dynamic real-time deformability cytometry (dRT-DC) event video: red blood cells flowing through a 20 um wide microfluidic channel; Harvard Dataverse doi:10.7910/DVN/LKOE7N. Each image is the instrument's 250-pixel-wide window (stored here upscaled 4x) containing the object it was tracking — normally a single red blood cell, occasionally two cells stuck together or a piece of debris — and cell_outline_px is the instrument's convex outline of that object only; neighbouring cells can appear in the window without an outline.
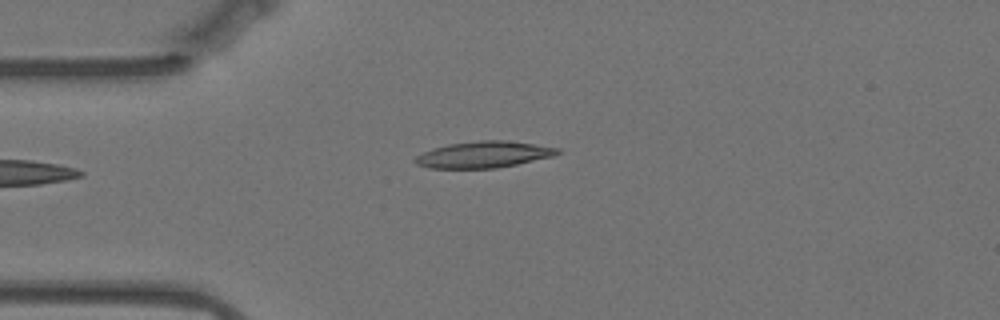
{"species": "Egyptian fruit bat (a non-hibernating species)", "species_latin": "Rousettus aegyptiacus", "temperature_condition": "warm", "stored_images_in_passage": 38, "camera_frame_rate_fps": 3000, "um_per_image_px": 0.085, "animal": {"sex": "female"}, "frame": {"image": 1, "passage_image": 1, "time_ms": 0.0, "image_size_px": [1000, 320], "cell_outline_px": [[560, 152], [556, 156], [496, 168], [428, 168], [416, 164], [412, 160], [416, 156], [432, 148], [448, 144], [480, 140], [508, 140], [560, 148]], "centroid_in_image_um": [41.12, 13.13], "position_along_channel_um": 43.9, "area_um2": 22.02}}
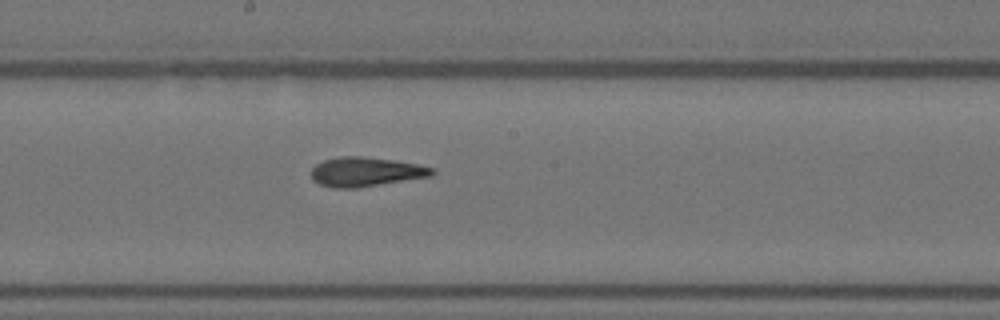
{"frame": {"image": 2, "passage_image": 17, "time_ms": 5.333, "image_size_px": [1000, 320], "cell_outline_px": [[436, 172], [432, 176], [356, 188], [332, 188], [320, 184], [312, 180], [312, 168], [316, 164], [324, 160], [340, 156], [360, 156], [392, 160], [420, 164], [436, 168]], "centroid_in_image_um": [31.12, 14.6], "position_along_channel_um": 217.1, "area_um2": 20.75}}
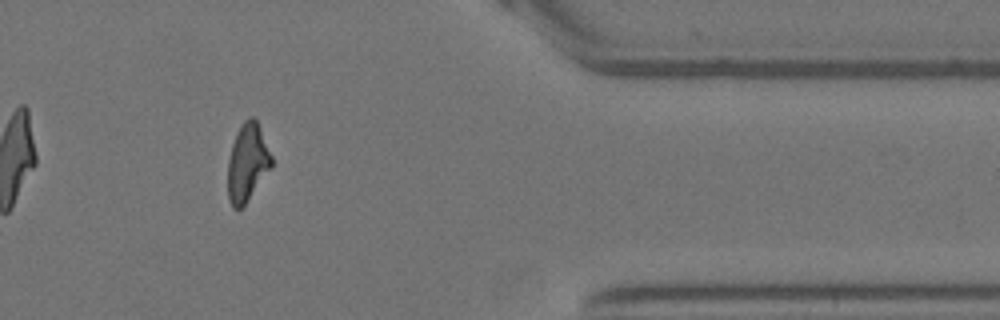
{"frame": {"image": 3, "passage_image": 34, "time_ms": 11.0, "image_size_px": [1000, 320], "cell_outline_px": [[272, 168], [244, 204], [240, 208], [232, 208], [228, 200], [228, 160], [232, 144], [236, 132], [240, 124], [248, 116], [252, 116], [256, 120], [260, 128], [272, 156]], "centroid_in_image_um": [21.02, 13.8], "position_along_channel_um": 390.4, "area_um2": 19.83}, "authors_computed_cell_mechanics": {"area_um2": 20.4323, "velocity_mm_per_s": 3.527, "shape_relaxation_time_tau1_ms": 7.3205, "shape_relaxation_time_tau2_ms": 3.7497, "deformation_change_tau1": 0.2317, "deformation_change_tau2": 0.1469}}